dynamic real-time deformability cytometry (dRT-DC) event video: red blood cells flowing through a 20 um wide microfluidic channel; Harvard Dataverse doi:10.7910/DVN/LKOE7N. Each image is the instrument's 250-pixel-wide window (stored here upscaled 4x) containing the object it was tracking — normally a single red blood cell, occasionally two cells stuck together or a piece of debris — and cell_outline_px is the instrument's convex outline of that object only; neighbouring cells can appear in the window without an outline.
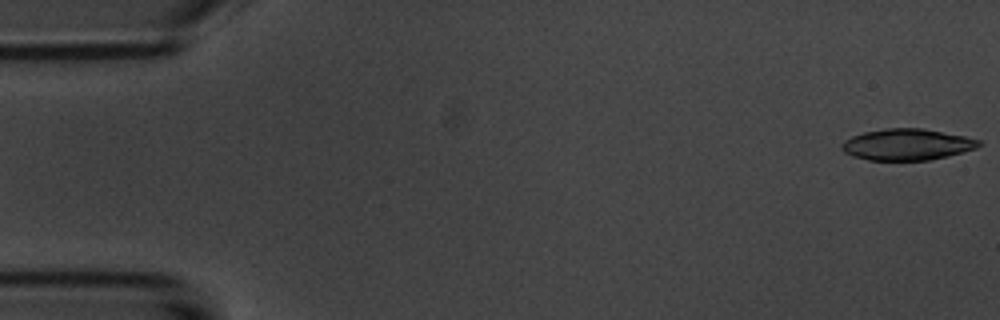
{"species": "common noctule bat (a hibernating species)", "species_latin": "Nyctalus noctula", "temperature_condition": "room temperature", "stored_images_in_passage": 5, "camera_frame_rate_fps": 3000, "um_per_image_px": 0.085, "animal": {"sex": "male", "body_mass_g": 20.1, "forearm_length_mm": 53.5}, "frame": {"image": 1, "passage_image": 1, "time_ms": 0.0, "image_size_px": [1000, 320], "cell_outline_px": [[984, 144], [976, 148], [948, 156], [928, 160], [868, 160], [852, 156], [844, 152], [840, 148], [840, 144], [844, 140], [852, 136], [864, 132], [884, 128], [924, 128], [964, 136], [980, 140]], "centroid_in_image_um": [77.08, 12.28], "position_along_channel_um": 7.9, "area_um2": 25.2}}